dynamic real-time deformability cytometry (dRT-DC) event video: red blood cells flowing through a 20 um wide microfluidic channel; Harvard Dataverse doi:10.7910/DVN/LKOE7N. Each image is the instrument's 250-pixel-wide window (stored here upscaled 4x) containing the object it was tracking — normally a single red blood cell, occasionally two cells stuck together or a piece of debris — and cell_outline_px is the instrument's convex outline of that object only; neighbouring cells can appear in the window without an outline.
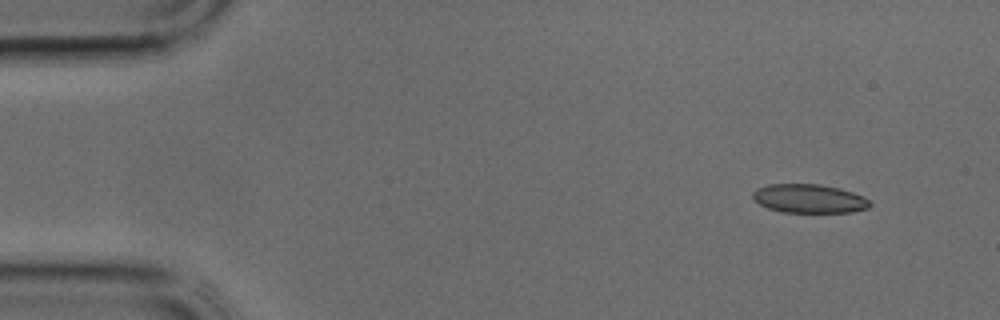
{"species": "common noctule bat (a hibernating species)", "species_latin": "Nyctalus noctula", "temperature_condition": "cold", "stored_images_in_passage": 37, "camera_frame_rate_fps": 3000, "um_per_image_px": 0.085, "animal": {"sex": "male", "body_mass_g": 17.9, "forearm_length_mm": 54.2}, "frame": {"image": 1, "passage_image": 1, "time_ms": 0.0, "image_size_px": [1000, 320], "cell_outline_px": [[872, 204], [868, 208], [852, 212], [784, 212], [768, 208], [760, 204], [752, 196], [752, 192], [756, 188], [768, 184], [820, 184], [840, 188], [864, 196]], "centroid_in_image_um": [68.79, 16.87], "position_along_channel_um": 16.2, "area_um2": 19.65}}
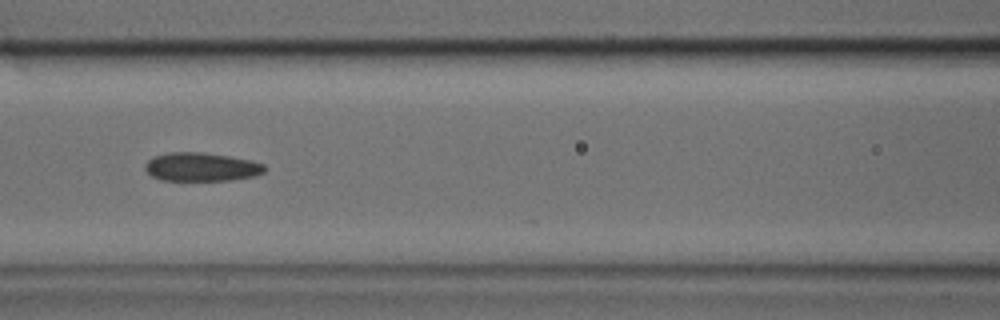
{"frame": {"image": 2, "passage_image": 14, "time_ms": 4.333, "image_size_px": [1000, 320], "cell_outline_px": [[268, 168], [264, 172], [256, 176], [232, 180], [160, 180], [152, 176], [144, 168], [144, 164], [152, 156], [168, 152], [204, 152], [252, 160], [264, 164]], "centroid_in_image_um": [17.13, 14.18], "position_along_channel_um": 149.5, "area_um2": 20.17}}
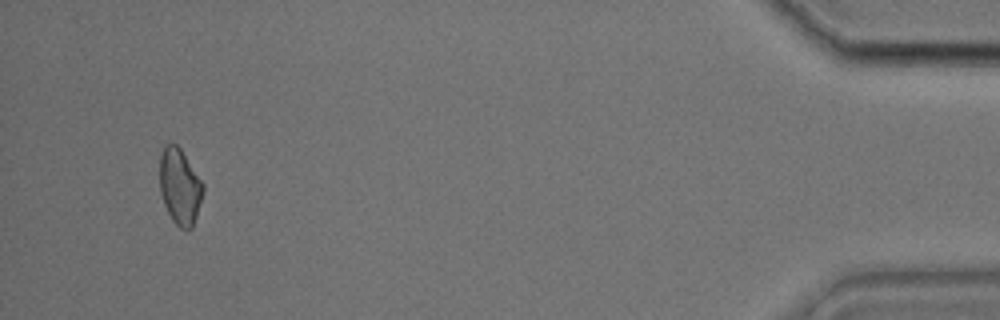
{"frame": {"image": 3, "passage_image": 34, "time_ms": 11.0, "image_size_px": [1000, 320], "cell_outline_px": [[204, 192], [192, 228], [180, 228], [172, 220], [164, 204], [160, 192], [160, 156], [164, 144], [176, 144], [180, 148], [204, 184]], "centroid_in_image_um": [15.28, 15.85], "position_along_channel_um": 419.9, "area_um2": 19.07}}